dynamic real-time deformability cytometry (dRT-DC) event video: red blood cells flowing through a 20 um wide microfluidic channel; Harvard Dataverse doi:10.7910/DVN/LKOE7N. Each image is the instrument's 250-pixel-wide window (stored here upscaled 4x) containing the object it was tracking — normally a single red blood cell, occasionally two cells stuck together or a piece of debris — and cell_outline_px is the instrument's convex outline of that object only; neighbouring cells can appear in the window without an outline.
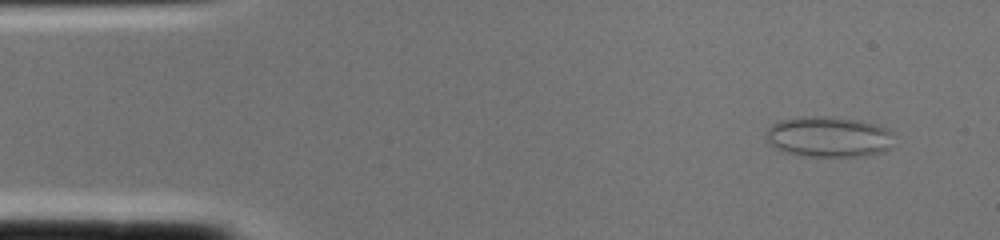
{"species": "common noctule bat (a hibernating species)", "species_latin": "Nyctalus noctula", "temperature_condition": "cold", "stored_images_in_passage": 2, "camera_frame_rate_fps": 3000, "um_per_image_px": 0.085, "animal": {"sex": "female", "body_mass_g": 22.0, "forearm_length_mm": 56.7}, "frame": {"image": 1, "passage_image": 1, "time_ms": 0.0, "image_size_px": [1000, 240], "cell_outline_px": [[892, 148], [884, 152], [864, 156], [800, 156], [788, 152], [764, 140], [768, 128], [772, 124], [780, 120], [812, 116], [824, 116], [860, 120], [876, 124], [888, 128], [892, 132]], "centroid_in_image_um": [70.49, 11.63], "position_along_channel_um": 14.5, "area_um2": 30.35}}